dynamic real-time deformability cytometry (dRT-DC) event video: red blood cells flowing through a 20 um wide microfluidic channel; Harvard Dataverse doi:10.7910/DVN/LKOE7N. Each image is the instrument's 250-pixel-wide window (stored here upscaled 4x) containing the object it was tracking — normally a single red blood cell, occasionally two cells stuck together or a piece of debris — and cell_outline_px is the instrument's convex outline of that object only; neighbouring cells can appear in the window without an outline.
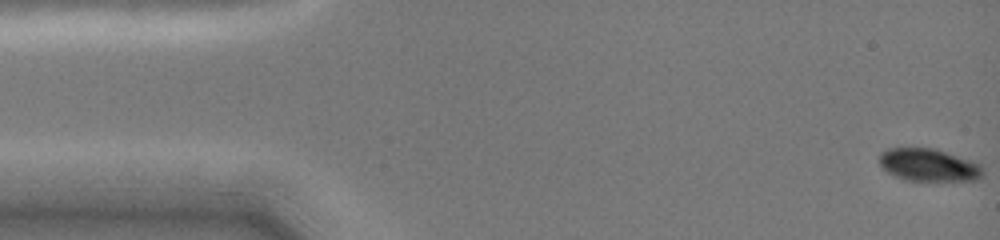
{"species": "common noctule bat (a hibernating species)", "species_latin": "Nyctalus noctula", "temperature_condition": "cold", "stored_images_in_passage": 9, "camera_frame_rate_fps": 3000, "um_per_image_px": 0.085, "animal": {"sex": "female", "body_mass_g": 19.0, "forearm_length_mm": 51.5}, "frame": {"image": 1, "passage_image": 1, "time_ms": 0.0, "image_size_px": [1000, 240], "cell_outline_px": [[984, 172], [976, 180], [904, 180], [888, 172], [880, 164], [880, 152], [888, 148], [936, 148], [980, 164]], "centroid_in_image_um": [78.92, 14.01], "position_along_channel_um": 6.1, "area_um2": 19.42}}
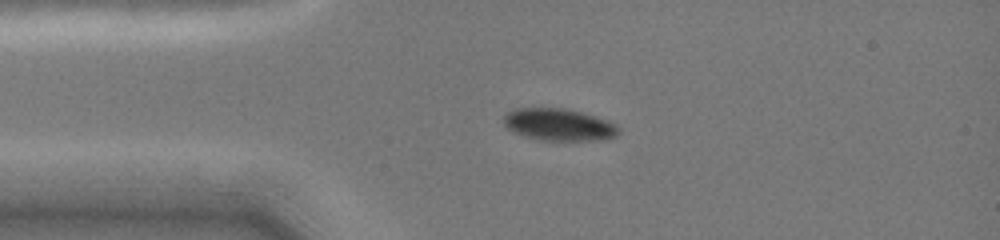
{"frame": {"image": 2, "passage_image": 6, "time_ms": 3.333, "image_size_px": [1000, 240], "cell_outline_px": [[620, 132], [616, 136], [600, 140], [540, 140], [524, 136], [508, 128], [504, 124], [504, 116], [512, 108], [564, 108], [596, 116], [608, 120], [616, 124], [620, 128]], "centroid_in_image_um": [47.53, 10.59], "position_along_channel_um": 37.5, "area_um2": 21.5}}
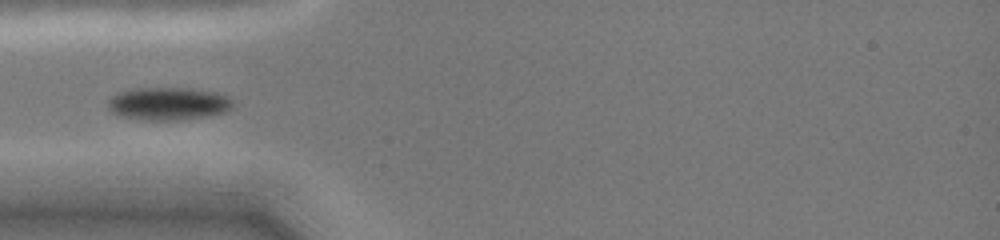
{"frame": {"image": 3, "passage_image": 8, "time_ms": 4.667, "image_size_px": [1000, 240], "cell_outline_px": [[232, 108], [224, 112], [208, 116], [180, 120], [148, 120], [120, 116], [112, 112], [108, 108], [108, 100], [112, 96], [120, 92], [132, 88], [192, 88], [216, 92], [228, 96], [232, 100]], "centroid_in_image_um": [14.31, 8.81], "position_along_channel_um": 70.7, "area_um2": 23.99}}